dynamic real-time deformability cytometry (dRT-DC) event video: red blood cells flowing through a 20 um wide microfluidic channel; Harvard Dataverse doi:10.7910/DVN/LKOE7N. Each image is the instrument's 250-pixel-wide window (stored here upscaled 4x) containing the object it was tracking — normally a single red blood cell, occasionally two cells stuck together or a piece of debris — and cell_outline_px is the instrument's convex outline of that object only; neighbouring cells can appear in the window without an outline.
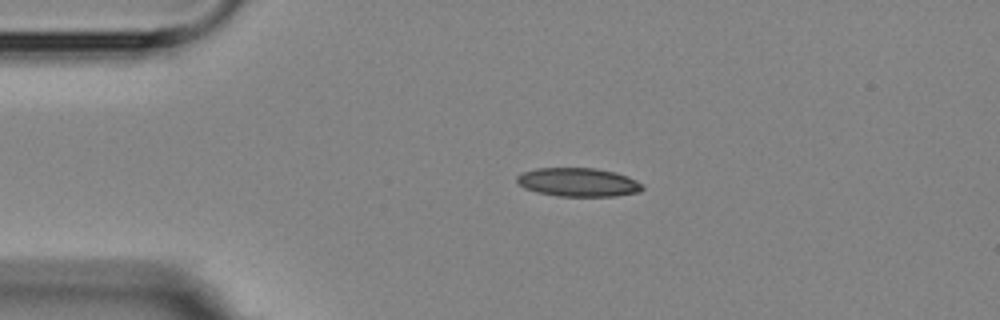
{"species": "Egyptian fruit bat (a non-hibernating species)", "species_latin": "Rousettus aegyptiacus", "temperature_condition": "room temperature", "stored_images_in_passage": 5, "camera_frame_rate_fps": 3000, "um_per_image_px": 0.085, "animal": {"sex": "female"}, "frame": {"image": 1, "passage_image": 4, "time_ms": 3.333, "image_size_px": [1000, 320], "cell_outline_px": [[644, 188], [640, 192], [616, 196], [556, 196], [536, 192], [524, 188], [516, 180], [516, 176], [524, 172], [536, 168], [596, 168], [616, 172], [628, 176], [644, 184]], "centroid_in_image_um": [49.18, 15.49], "position_along_channel_um": 35.8, "area_um2": 21.15}}